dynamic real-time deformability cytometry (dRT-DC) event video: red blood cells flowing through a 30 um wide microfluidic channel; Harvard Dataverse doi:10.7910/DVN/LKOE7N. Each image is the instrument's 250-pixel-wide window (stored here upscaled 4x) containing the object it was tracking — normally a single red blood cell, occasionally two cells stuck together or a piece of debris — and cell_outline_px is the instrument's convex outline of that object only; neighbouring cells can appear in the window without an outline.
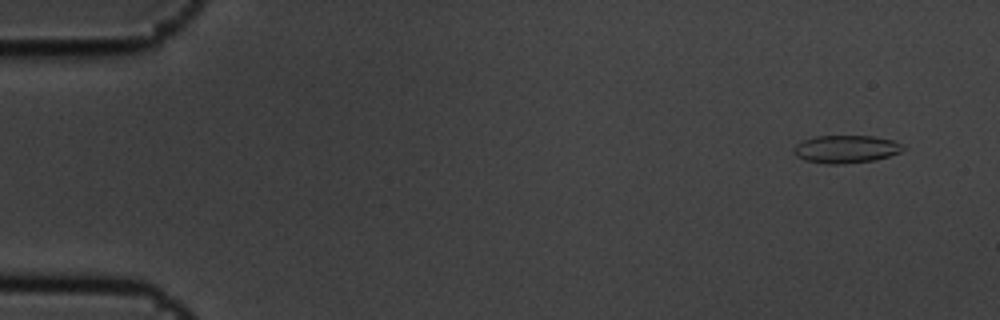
{"species": "common noctule bat (a hibernating species)", "species_latin": "Nyctalus noctula", "temperature_condition": "cold", "stored_images_in_passage": 10, "camera_frame_rate_fps": 3000, "um_per_image_px": 0.085, "animal": {"sex": "male", "body_mass_g": 19.5, "forearm_length_mm": 54.6}, "frame": {"image": 1, "passage_image": 1, "time_ms": 0.0, "image_size_px": [1000, 320], "cell_outline_px": [[904, 148], [900, 152], [876, 160], [844, 164], [824, 164], [804, 160], [796, 156], [792, 152], [792, 148], [796, 144], [804, 140], [816, 136], [872, 136], [892, 140], [904, 144]], "centroid_in_image_um": [71.88, 12.68], "position_along_channel_um": 13.1, "area_um2": 17.86}}
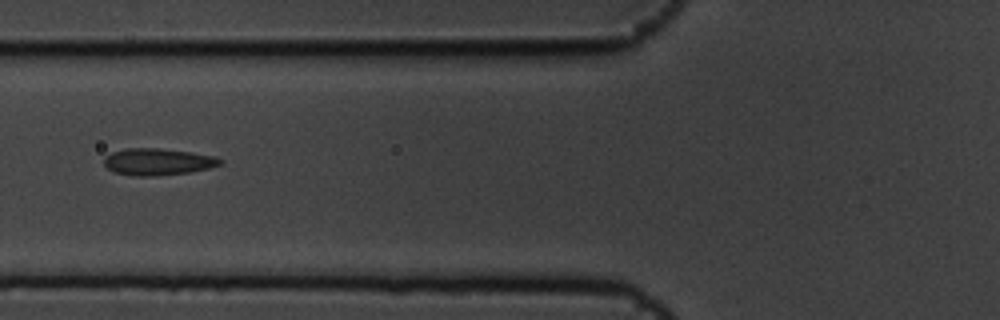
{"frame": {"image": 2, "passage_image": 6, "time_ms": 1.667, "image_size_px": [1000, 320], "cell_outline_px": [[224, 164], [208, 168], [188, 172], [152, 176], [136, 176], [116, 172], [108, 168], [104, 164], [104, 156], [112, 152], [124, 148], [160, 148], [216, 156], [224, 160]], "centroid_in_image_um": [13.43, 13.74], "position_along_channel_um": 112.4, "area_um2": 18.09}}
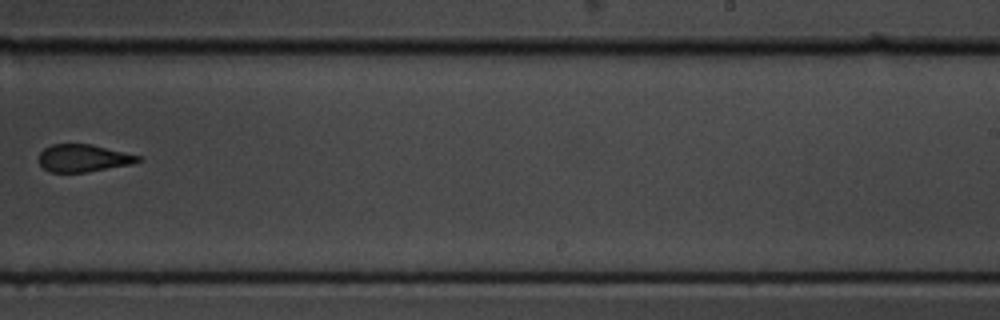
{"frame": {"image": 3, "passage_image": 10, "time_ms": 3.0, "image_size_px": [1000, 320], "cell_outline_px": [[144, 160], [132, 164], [88, 172], [52, 172], [44, 168], [40, 164], [40, 152], [44, 148], [52, 144], [92, 144], [140, 156]], "centroid_in_image_um": [7.11, 13.44], "position_along_channel_um": 281.9, "area_um2": 15.84}}